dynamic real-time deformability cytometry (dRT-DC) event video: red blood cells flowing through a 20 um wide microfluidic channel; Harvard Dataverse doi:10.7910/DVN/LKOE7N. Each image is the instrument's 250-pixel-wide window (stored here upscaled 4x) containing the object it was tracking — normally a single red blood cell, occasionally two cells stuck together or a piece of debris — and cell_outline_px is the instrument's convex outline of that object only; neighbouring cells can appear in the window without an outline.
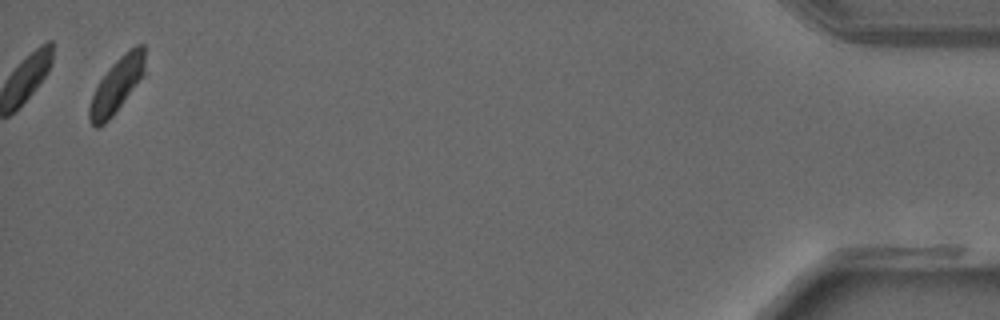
{"species": "common noctule bat (a hibernating species)", "species_latin": "Nyctalus noctula", "temperature_condition": "warm", "stored_images_in_passage": 30, "camera_frame_rate_fps": 3000, "um_per_image_px": 0.085, "animal": {"sex": "male", "forearm_length_mm": 52.5}, "frame": {"image": 1, "passage_image": 30, "time_ms": 9.667, "image_size_px": [1000, 320], "cell_outline_px": [[144, 72], [112, 116], [104, 124], [96, 128], [88, 120], [88, 108], [92, 96], [100, 80], [108, 68], [124, 52], [136, 44], [144, 44]], "centroid_in_image_um": [9.88, 7.23], "position_along_channel_um": 425.3, "area_um2": 17.17}}